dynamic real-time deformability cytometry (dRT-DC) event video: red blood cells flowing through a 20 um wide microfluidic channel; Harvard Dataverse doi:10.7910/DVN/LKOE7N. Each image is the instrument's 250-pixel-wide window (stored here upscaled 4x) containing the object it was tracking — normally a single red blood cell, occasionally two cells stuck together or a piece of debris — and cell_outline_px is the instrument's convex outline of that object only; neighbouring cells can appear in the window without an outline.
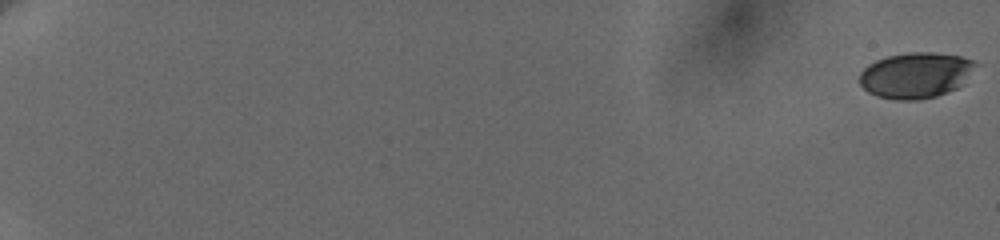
{"species": "human", "species_latin": "Homo sapiens", "temperature_condition": "cold", "stored_images_in_passage": 44, "camera_frame_rate_fps": 3000, "um_per_image_px": 0.085, "donor": {"sex": "female"}, "frame": {"image": 1, "passage_image": 1, "time_ms": 0.0, "image_size_px": [1000, 240], "cell_outline_px": [[980, 64], [964, 84], [948, 92], [936, 96], [920, 100], [892, 100], [876, 96], [868, 92], [860, 84], [860, 72], [868, 64], [876, 60], [888, 56], [908, 52], [932, 52], [960, 56], [976, 60]], "centroid_in_image_um": [77.89, 6.39], "position_along_channel_um": 7.1, "area_um2": 31.5}}
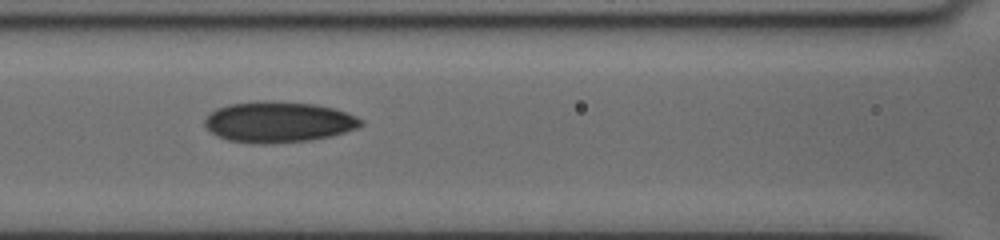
{"frame": {"image": 2, "passage_image": 38, "time_ms": 10.333, "image_size_px": [1000, 240], "cell_outline_px": [[364, 124], [356, 128], [332, 136], [312, 140], [272, 144], [252, 144], [228, 140], [216, 136], [204, 124], [204, 120], [216, 108], [228, 104], [264, 100], [316, 104], [332, 108], [356, 116], [364, 120]], "centroid_in_image_um": [23.66, 10.38], "position_along_channel_um": 142.9, "area_um2": 37.4}}
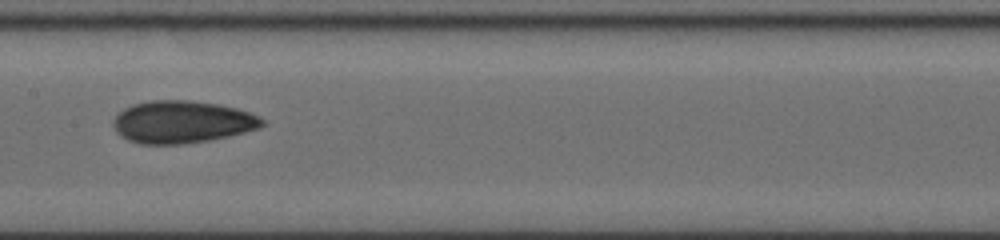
{"frame": {"image": 3, "passage_image": 43, "time_ms": 11.667, "image_size_px": [1000, 240], "cell_outline_px": [[264, 124], [260, 128], [228, 136], [208, 140], [184, 144], [140, 144], [128, 140], [120, 136], [116, 132], [112, 124], [116, 116], [124, 108], [132, 104], [152, 100], [192, 100], [216, 104], [236, 108], [260, 116], [264, 120]], "centroid_in_image_um": [15.46, 10.37], "position_along_channel_um": 191.9, "area_um2": 36.82}}